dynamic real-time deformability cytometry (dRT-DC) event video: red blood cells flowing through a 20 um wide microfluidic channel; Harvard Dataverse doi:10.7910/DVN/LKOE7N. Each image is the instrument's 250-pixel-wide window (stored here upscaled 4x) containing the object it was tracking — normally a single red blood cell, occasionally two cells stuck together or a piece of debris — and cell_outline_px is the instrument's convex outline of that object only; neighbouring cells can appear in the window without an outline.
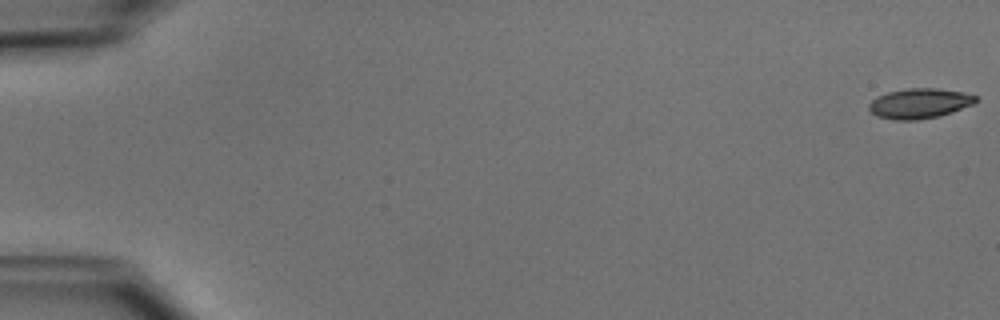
{"species": "common noctule bat (a hibernating species)", "species_latin": "Nyctalus noctula", "temperature_condition": "cold", "stored_images_in_passage": 52, "camera_frame_rate_fps": 3000, "um_per_image_px": 0.085, "animal": {"sex": "male", "body_mass_g": 15.6}, "frame": {"image": 1, "passage_image": 1, "time_ms": 0.0, "image_size_px": [1000, 320], "cell_outline_px": [[980, 100], [972, 104], [952, 112], [940, 116], [916, 120], [892, 120], [876, 116], [868, 108], [868, 104], [876, 96], [888, 92], [908, 88], [936, 88], [964, 92], [976, 96]], "centroid_in_image_um": [78.14, 8.79], "position_along_channel_um": 6.9, "area_um2": 18.84}}
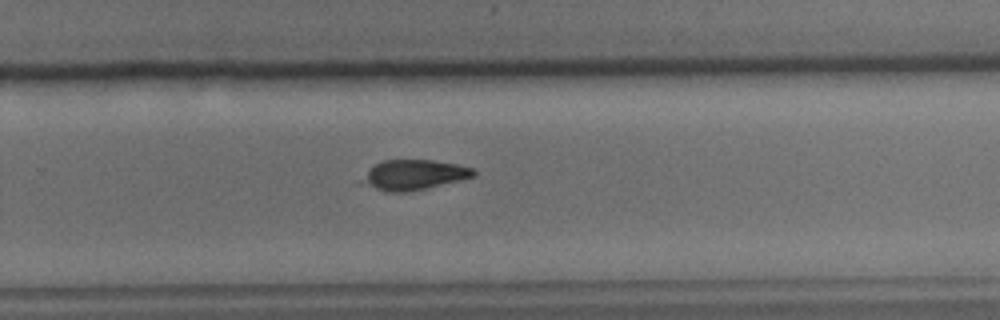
{"frame": {"image": 2, "passage_image": 35, "time_ms": 11.333, "image_size_px": [1000, 320], "cell_outline_px": [[476, 176], [424, 188], [404, 192], [384, 192], [368, 184], [368, 168], [384, 160], [432, 160], [456, 164], [476, 168]], "centroid_in_image_um": [35.3, 14.84], "position_along_channel_um": 294.5, "area_um2": 18.79}}
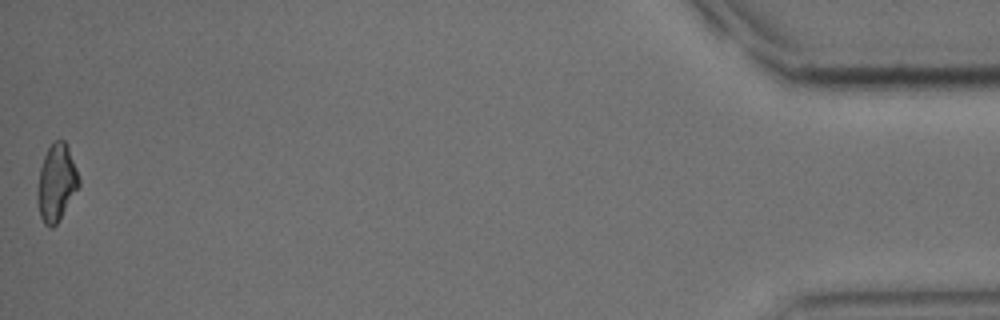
{"frame": {"image": 3, "passage_image": 52, "time_ms": 17.0, "image_size_px": [1000, 320], "cell_outline_px": [[80, 184], [56, 224], [52, 228], [48, 228], [44, 224], [40, 216], [36, 204], [36, 192], [40, 168], [44, 156], [48, 148], [56, 140], [64, 140], [68, 148], [76, 168], [80, 180]], "centroid_in_image_um": [4.76, 15.56], "position_along_channel_um": 430.4, "area_um2": 18.44}}